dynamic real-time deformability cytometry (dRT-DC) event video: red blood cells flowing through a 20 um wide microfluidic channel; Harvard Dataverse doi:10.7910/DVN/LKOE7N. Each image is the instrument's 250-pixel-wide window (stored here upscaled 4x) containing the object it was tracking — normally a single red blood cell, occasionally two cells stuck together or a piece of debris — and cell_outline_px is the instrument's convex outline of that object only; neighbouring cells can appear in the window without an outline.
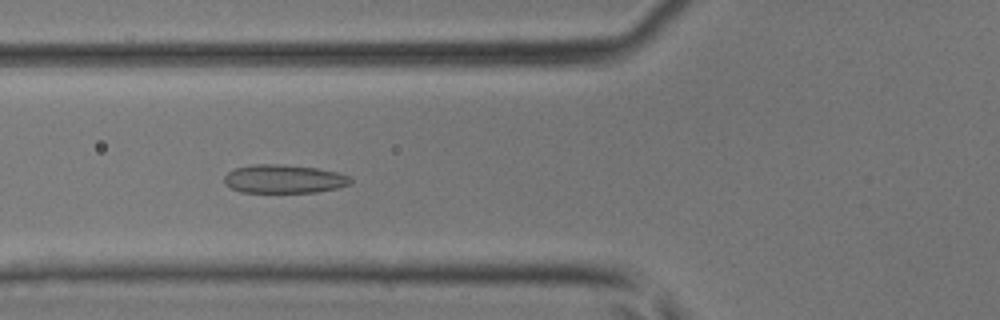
{"species": "common noctule bat (a hibernating species)", "species_latin": "Nyctalus noctula", "temperature_condition": "room temperature", "stored_images_in_passage": 48, "camera_frame_rate_fps": 3000, "um_per_image_px": 0.085, "animal": {"sex": "male", "body_mass_g": 17.9, "forearm_length_mm": 54.2}, "frame": {"image": 1, "passage_image": 18, "time_ms": 5.667, "image_size_px": [1000, 320], "cell_outline_px": [[352, 180], [348, 184], [336, 188], [316, 192], [244, 192], [232, 188], [224, 184], [224, 176], [228, 172], [236, 168], [252, 164], [276, 164], [316, 168], [336, 172], [348, 176]], "centroid_in_image_um": [24.09, 15.21], "position_along_channel_um": 101.7, "area_um2": 20.69}}
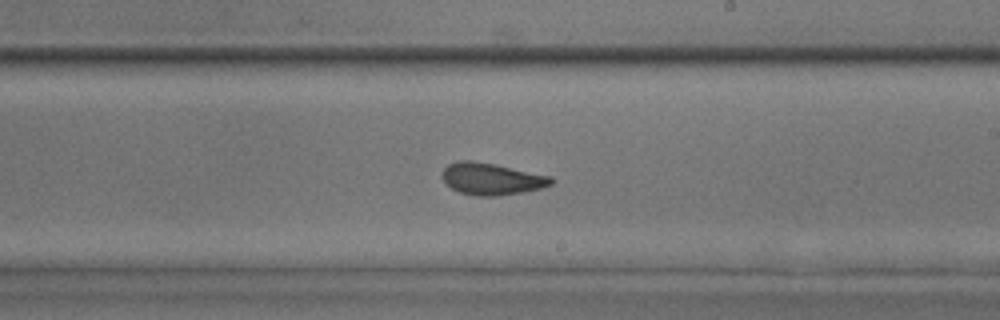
{"frame": {"image": 2, "passage_image": 28, "time_ms": 9.0, "image_size_px": [1000, 320], "cell_outline_px": [[556, 180], [552, 184], [540, 188], [524, 192], [496, 196], [476, 196], [460, 192], [452, 188], [440, 176], [440, 172], [448, 164], [460, 160], [472, 160], [496, 164], [552, 176]], "centroid_in_image_um": [41.79, 15.19], "position_along_channel_um": 247.2, "area_um2": 20.46}}
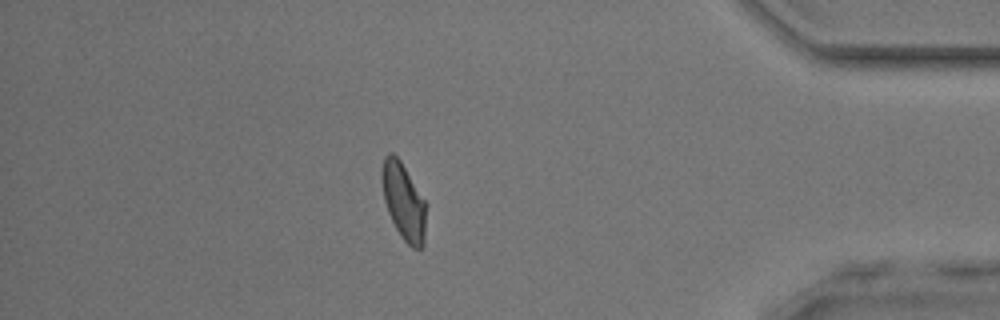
{"frame": {"image": 3, "passage_image": 41, "time_ms": 13.333, "image_size_px": [1000, 320], "cell_outline_px": [[428, 204], [424, 244], [420, 248], [412, 248], [400, 236], [388, 212], [384, 200], [380, 180], [380, 172], [384, 156], [388, 152], [392, 152], [400, 160]], "centroid_in_image_um": [34.32, 17.11], "position_along_channel_um": 400.9, "area_um2": 20.35}}